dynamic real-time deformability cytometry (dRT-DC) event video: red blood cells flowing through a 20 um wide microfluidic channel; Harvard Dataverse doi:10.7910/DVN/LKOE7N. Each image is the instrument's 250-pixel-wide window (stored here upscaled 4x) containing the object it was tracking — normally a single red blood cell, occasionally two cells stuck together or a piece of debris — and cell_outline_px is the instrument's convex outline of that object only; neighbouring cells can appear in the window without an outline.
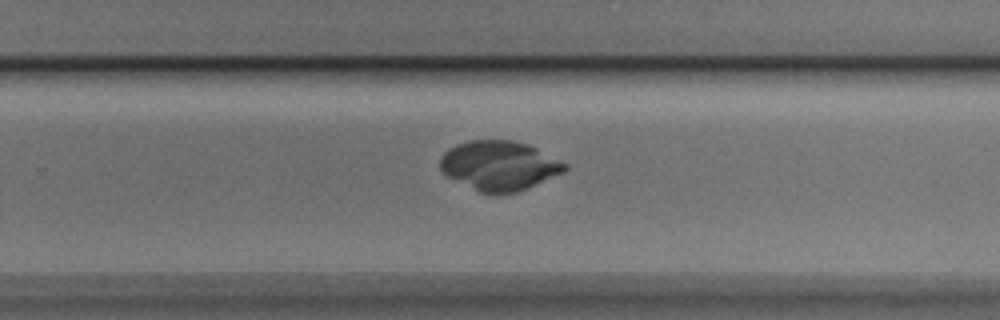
{"species": "Egyptian fruit bat (a non-hibernating species)", "species_latin": "Rousettus aegyptiacus", "temperature_condition": "cold", "stored_images_in_passage": 32, "camera_frame_rate_fps": 3000, "um_per_image_px": 0.085, "animal": {"sex": "male"}, "frame": {"image": 1, "passage_image": 22, "time_ms": 7.0, "image_size_px": [1000, 320], "cell_outline_px": [[568, 168], [564, 172], [528, 188], [516, 192], [480, 192], [448, 176], [440, 168], [440, 160], [444, 152], [448, 148], [456, 144], [468, 140], [512, 140], [528, 144], [568, 164]], "centroid_in_image_um": [42.45, 14.05], "position_along_channel_um": 287.3, "area_um2": 35.6}}